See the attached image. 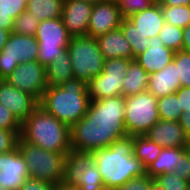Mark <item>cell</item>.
<instances>
[{
	"label": "cell",
	"mask_w": 190,
	"mask_h": 190,
	"mask_svg": "<svg viewBox=\"0 0 190 190\" xmlns=\"http://www.w3.org/2000/svg\"><path fill=\"white\" fill-rule=\"evenodd\" d=\"M181 87L177 65L172 61L162 70L150 74L147 90L157 98L174 94Z\"/></svg>",
	"instance_id": "d6986e66"
},
{
	"label": "cell",
	"mask_w": 190,
	"mask_h": 190,
	"mask_svg": "<svg viewBox=\"0 0 190 190\" xmlns=\"http://www.w3.org/2000/svg\"><path fill=\"white\" fill-rule=\"evenodd\" d=\"M118 8L120 9L121 16L123 18H128L131 15L148 9L157 0H116Z\"/></svg>",
	"instance_id": "e575fe53"
},
{
	"label": "cell",
	"mask_w": 190,
	"mask_h": 190,
	"mask_svg": "<svg viewBox=\"0 0 190 190\" xmlns=\"http://www.w3.org/2000/svg\"><path fill=\"white\" fill-rule=\"evenodd\" d=\"M5 80L13 87L34 96L38 101L48 88L45 67L37 61L19 64Z\"/></svg>",
	"instance_id": "8fae6325"
},
{
	"label": "cell",
	"mask_w": 190,
	"mask_h": 190,
	"mask_svg": "<svg viewBox=\"0 0 190 190\" xmlns=\"http://www.w3.org/2000/svg\"><path fill=\"white\" fill-rule=\"evenodd\" d=\"M87 83L73 78L61 86L48 87L39 105L70 128L83 118L90 104Z\"/></svg>",
	"instance_id": "3957f363"
},
{
	"label": "cell",
	"mask_w": 190,
	"mask_h": 190,
	"mask_svg": "<svg viewBox=\"0 0 190 190\" xmlns=\"http://www.w3.org/2000/svg\"><path fill=\"white\" fill-rule=\"evenodd\" d=\"M174 173H176L179 178L190 182V147L185 148L179 154V161L175 167Z\"/></svg>",
	"instance_id": "74e56055"
},
{
	"label": "cell",
	"mask_w": 190,
	"mask_h": 190,
	"mask_svg": "<svg viewBox=\"0 0 190 190\" xmlns=\"http://www.w3.org/2000/svg\"><path fill=\"white\" fill-rule=\"evenodd\" d=\"M158 36L165 47L174 52L182 50L183 28L175 27L165 22Z\"/></svg>",
	"instance_id": "4dcf8cb0"
},
{
	"label": "cell",
	"mask_w": 190,
	"mask_h": 190,
	"mask_svg": "<svg viewBox=\"0 0 190 190\" xmlns=\"http://www.w3.org/2000/svg\"><path fill=\"white\" fill-rule=\"evenodd\" d=\"M0 190H7V189H4L2 186H0Z\"/></svg>",
	"instance_id": "681fc988"
},
{
	"label": "cell",
	"mask_w": 190,
	"mask_h": 190,
	"mask_svg": "<svg viewBox=\"0 0 190 190\" xmlns=\"http://www.w3.org/2000/svg\"><path fill=\"white\" fill-rule=\"evenodd\" d=\"M28 178V167L18 147L0 154V186L7 190H19Z\"/></svg>",
	"instance_id": "5bb4252c"
},
{
	"label": "cell",
	"mask_w": 190,
	"mask_h": 190,
	"mask_svg": "<svg viewBox=\"0 0 190 190\" xmlns=\"http://www.w3.org/2000/svg\"><path fill=\"white\" fill-rule=\"evenodd\" d=\"M64 0H27L26 10L40 21L61 17Z\"/></svg>",
	"instance_id": "d4e9b609"
},
{
	"label": "cell",
	"mask_w": 190,
	"mask_h": 190,
	"mask_svg": "<svg viewBox=\"0 0 190 190\" xmlns=\"http://www.w3.org/2000/svg\"><path fill=\"white\" fill-rule=\"evenodd\" d=\"M145 135L163 148L190 147V139L179 121L159 120Z\"/></svg>",
	"instance_id": "e0dca14e"
},
{
	"label": "cell",
	"mask_w": 190,
	"mask_h": 190,
	"mask_svg": "<svg viewBox=\"0 0 190 190\" xmlns=\"http://www.w3.org/2000/svg\"><path fill=\"white\" fill-rule=\"evenodd\" d=\"M125 97L91 100L86 115L70 128L73 156H89L127 136Z\"/></svg>",
	"instance_id": "6da1fadb"
},
{
	"label": "cell",
	"mask_w": 190,
	"mask_h": 190,
	"mask_svg": "<svg viewBox=\"0 0 190 190\" xmlns=\"http://www.w3.org/2000/svg\"><path fill=\"white\" fill-rule=\"evenodd\" d=\"M27 0H0V28L12 32L14 20L26 10Z\"/></svg>",
	"instance_id": "4316f807"
},
{
	"label": "cell",
	"mask_w": 190,
	"mask_h": 190,
	"mask_svg": "<svg viewBox=\"0 0 190 190\" xmlns=\"http://www.w3.org/2000/svg\"><path fill=\"white\" fill-rule=\"evenodd\" d=\"M182 112L190 110V87H180L176 92Z\"/></svg>",
	"instance_id": "60d3db41"
},
{
	"label": "cell",
	"mask_w": 190,
	"mask_h": 190,
	"mask_svg": "<svg viewBox=\"0 0 190 190\" xmlns=\"http://www.w3.org/2000/svg\"><path fill=\"white\" fill-rule=\"evenodd\" d=\"M45 70L48 87L61 86L68 80L74 78L72 63L68 52L60 54V57L55 58Z\"/></svg>",
	"instance_id": "603a6c76"
},
{
	"label": "cell",
	"mask_w": 190,
	"mask_h": 190,
	"mask_svg": "<svg viewBox=\"0 0 190 190\" xmlns=\"http://www.w3.org/2000/svg\"><path fill=\"white\" fill-rule=\"evenodd\" d=\"M0 129L21 130V123L3 104H0Z\"/></svg>",
	"instance_id": "f35d334b"
},
{
	"label": "cell",
	"mask_w": 190,
	"mask_h": 190,
	"mask_svg": "<svg viewBox=\"0 0 190 190\" xmlns=\"http://www.w3.org/2000/svg\"><path fill=\"white\" fill-rule=\"evenodd\" d=\"M184 149V147L163 148L155 161L147 167L146 174L155 178L160 174L173 173L179 161V154Z\"/></svg>",
	"instance_id": "cb8c5ba5"
},
{
	"label": "cell",
	"mask_w": 190,
	"mask_h": 190,
	"mask_svg": "<svg viewBox=\"0 0 190 190\" xmlns=\"http://www.w3.org/2000/svg\"><path fill=\"white\" fill-rule=\"evenodd\" d=\"M179 123L184 129L186 135L190 139V110H185V112H182L181 118L179 119Z\"/></svg>",
	"instance_id": "b9f144b4"
},
{
	"label": "cell",
	"mask_w": 190,
	"mask_h": 190,
	"mask_svg": "<svg viewBox=\"0 0 190 190\" xmlns=\"http://www.w3.org/2000/svg\"><path fill=\"white\" fill-rule=\"evenodd\" d=\"M156 190H190V182L179 178L176 173H164L156 176Z\"/></svg>",
	"instance_id": "d6a6232c"
},
{
	"label": "cell",
	"mask_w": 190,
	"mask_h": 190,
	"mask_svg": "<svg viewBox=\"0 0 190 190\" xmlns=\"http://www.w3.org/2000/svg\"><path fill=\"white\" fill-rule=\"evenodd\" d=\"M175 52L165 47L159 38L155 36L149 38V47L135 57V60L149 74L162 70L173 61Z\"/></svg>",
	"instance_id": "ac0fdd59"
},
{
	"label": "cell",
	"mask_w": 190,
	"mask_h": 190,
	"mask_svg": "<svg viewBox=\"0 0 190 190\" xmlns=\"http://www.w3.org/2000/svg\"><path fill=\"white\" fill-rule=\"evenodd\" d=\"M68 181L80 190H103L105 188L97 165L89 156L70 158Z\"/></svg>",
	"instance_id": "7c38bea8"
},
{
	"label": "cell",
	"mask_w": 190,
	"mask_h": 190,
	"mask_svg": "<svg viewBox=\"0 0 190 190\" xmlns=\"http://www.w3.org/2000/svg\"><path fill=\"white\" fill-rule=\"evenodd\" d=\"M67 52L71 59L74 78L88 83L102 72L105 59L96 38L88 35L71 37Z\"/></svg>",
	"instance_id": "8992f818"
},
{
	"label": "cell",
	"mask_w": 190,
	"mask_h": 190,
	"mask_svg": "<svg viewBox=\"0 0 190 190\" xmlns=\"http://www.w3.org/2000/svg\"><path fill=\"white\" fill-rule=\"evenodd\" d=\"M21 130L0 129V154L8 153L18 147Z\"/></svg>",
	"instance_id": "d590c367"
},
{
	"label": "cell",
	"mask_w": 190,
	"mask_h": 190,
	"mask_svg": "<svg viewBox=\"0 0 190 190\" xmlns=\"http://www.w3.org/2000/svg\"><path fill=\"white\" fill-rule=\"evenodd\" d=\"M40 20L25 10L14 20L12 32L18 35L35 36Z\"/></svg>",
	"instance_id": "1f68e13d"
},
{
	"label": "cell",
	"mask_w": 190,
	"mask_h": 190,
	"mask_svg": "<svg viewBox=\"0 0 190 190\" xmlns=\"http://www.w3.org/2000/svg\"><path fill=\"white\" fill-rule=\"evenodd\" d=\"M100 52L105 60L113 58H126L133 60L131 45L125 38L121 28L109 31L96 38Z\"/></svg>",
	"instance_id": "ffe728a7"
},
{
	"label": "cell",
	"mask_w": 190,
	"mask_h": 190,
	"mask_svg": "<svg viewBox=\"0 0 190 190\" xmlns=\"http://www.w3.org/2000/svg\"><path fill=\"white\" fill-rule=\"evenodd\" d=\"M123 17L116 0H105L93 5L88 36L98 38L109 31L120 28Z\"/></svg>",
	"instance_id": "4fadbf2b"
},
{
	"label": "cell",
	"mask_w": 190,
	"mask_h": 190,
	"mask_svg": "<svg viewBox=\"0 0 190 190\" xmlns=\"http://www.w3.org/2000/svg\"><path fill=\"white\" fill-rule=\"evenodd\" d=\"M150 74L134 59L129 63V68L122 81L123 96L129 97L147 90Z\"/></svg>",
	"instance_id": "7402d4cb"
},
{
	"label": "cell",
	"mask_w": 190,
	"mask_h": 190,
	"mask_svg": "<svg viewBox=\"0 0 190 190\" xmlns=\"http://www.w3.org/2000/svg\"><path fill=\"white\" fill-rule=\"evenodd\" d=\"M38 42L35 36L10 33L7 43L0 51V80H5L24 62L36 61Z\"/></svg>",
	"instance_id": "30bf717a"
},
{
	"label": "cell",
	"mask_w": 190,
	"mask_h": 190,
	"mask_svg": "<svg viewBox=\"0 0 190 190\" xmlns=\"http://www.w3.org/2000/svg\"><path fill=\"white\" fill-rule=\"evenodd\" d=\"M182 50L190 52V25L183 28Z\"/></svg>",
	"instance_id": "7bdbcfd3"
},
{
	"label": "cell",
	"mask_w": 190,
	"mask_h": 190,
	"mask_svg": "<svg viewBox=\"0 0 190 190\" xmlns=\"http://www.w3.org/2000/svg\"><path fill=\"white\" fill-rule=\"evenodd\" d=\"M131 61L126 58L105 60L102 72L87 83L90 100L123 96L122 81Z\"/></svg>",
	"instance_id": "9c48e42d"
},
{
	"label": "cell",
	"mask_w": 190,
	"mask_h": 190,
	"mask_svg": "<svg viewBox=\"0 0 190 190\" xmlns=\"http://www.w3.org/2000/svg\"><path fill=\"white\" fill-rule=\"evenodd\" d=\"M163 147L150 140L146 135L133 136V154L147 167L155 161Z\"/></svg>",
	"instance_id": "484cf974"
},
{
	"label": "cell",
	"mask_w": 190,
	"mask_h": 190,
	"mask_svg": "<svg viewBox=\"0 0 190 190\" xmlns=\"http://www.w3.org/2000/svg\"><path fill=\"white\" fill-rule=\"evenodd\" d=\"M54 185L38 180L28 178L19 190H53Z\"/></svg>",
	"instance_id": "ab89813d"
},
{
	"label": "cell",
	"mask_w": 190,
	"mask_h": 190,
	"mask_svg": "<svg viewBox=\"0 0 190 190\" xmlns=\"http://www.w3.org/2000/svg\"><path fill=\"white\" fill-rule=\"evenodd\" d=\"M158 98L145 90L125 98V129L127 135H145L160 120Z\"/></svg>",
	"instance_id": "52a82bcc"
},
{
	"label": "cell",
	"mask_w": 190,
	"mask_h": 190,
	"mask_svg": "<svg viewBox=\"0 0 190 190\" xmlns=\"http://www.w3.org/2000/svg\"><path fill=\"white\" fill-rule=\"evenodd\" d=\"M35 38L38 42V55L36 61L45 68L67 53L71 36L63 24L62 18L46 19L40 21Z\"/></svg>",
	"instance_id": "ba28073f"
},
{
	"label": "cell",
	"mask_w": 190,
	"mask_h": 190,
	"mask_svg": "<svg viewBox=\"0 0 190 190\" xmlns=\"http://www.w3.org/2000/svg\"><path fill=\"white\" fill-rule=\"evenodd\" d=\"M160 5L182 6L190 5V0H157Z\"/></svg>",
	"instance_id": "ee69618b"
},
{
	"label": "cell",
	"mask_w": 190,
	"mask_h": 190,
	"mask_svg": "<svg viewBox=\"0 0 190 190\" xmlns=\"http://www.w3.org/2000/svg\"><path fill=\"white\" fill-rule=\"evenodd\" d=\"M105 188L121 189L130 179L146 174L143 163L133 154V136L127 135L110 146L92 152Z\"/></svg>",
	"instance_id": "7a4b0ae2"
},
{
	"label": "cell",
	"mask_w": 190,
	"mask_h": 190,
	"mask_svg": "<svg viewBox=\"0 0 190 190\" xmlns=\"http://www.w3.org/2000/svg\"><path fill=\"white\" fill-rule=\"evenodd\" d=\"M0 104L8 107L22 124L39 106V101L32 95L0 80Z\"/></svg>",
	"instance_id": "9a60e30c"
},
{
	"label": "cell",
	"mask_w": 190,
	"mask_h": 190,
	"mask_svg": "<svg viewBox=\"0 0 190 190\" xmlns=\"http://www.w3.org/2000/svg\"><path fill=\"white\" fill-rule=\"evenodd\" d=\"M164 20L175 27L184 28L190 25V5H161Z\"/></svg>",
	"instance_id": "f546056e"
},
{
	"label": "cell",
	"mask_w": 190,
	"mask_h": 190,
	"mask_svg": "<svg viewBox=\"0 0 190 190\" xmlns=\"http://www.w3.org/2000/svg\"><path fill=\"white\" fill-rule=\"evenodd\" d=\"M144 37L152 38L159 35L165 24L161 5L156 2L148 9L139 11L127 18Z\"/></svg>",
	"instance_id": "44dd1931"
},
{
	"label": "cell",
	"mask_w": 190,
	"mask_h": 190,
	"mask_svg": "<svg viewBox=\"0 0 190 190\" xmlns=\"http://www.w3.org/2000/svg\"><path fill=\"white\" fill-rule=\"evenodd\" d=\"M121 190H156L154 179L149 175L135 177L126 182Z\"/></svg>",
	"instance_id": "8d00e7d4"
},
{
	"label": "cell",
	"mask_w": 190,
	"mask_h": 190,
	"mask_svg": "<svg viewBox=\"0 0 190 190\" xmlns=\"http://www.w3.org/2000/svg\"><path fill=\"white\" fill-rule=\"evenodd\" d=\"M53 190H80L77 186L72 185L68 180L54 186Z\"/></svg>",
	"instance_id": "f6af8a7d"
},
{
	"label": "cell",
	"mask_w": 190,
	"mask_h": 190,
	"mask_svg": "<svg viewBox=\"0 0 190 190\" xmlns=\"http://www.w3.org/2000/svg\"><path fill=\"white\" fill-rule=\"evenodd\" d=\"M173 62L177 65L181 87H190V52L184 50L175 52Z\"/></svg>",
	"instance_id": "836d02e7"
},
{
	"label": "cell",
	"mask_w": 190,
	"mask_h": 190,
	"mask_svg": "<svg viewBox=\"0 0 190 190\" xmlns=\"http://www.w3.org/2000/svg\"><path fill=\"white\" fill-rule=\"evenodd\" d=\"M120 28L131 45L133 52V60L136 56L144 52L149 47V38L144 37L136 26L130 22L127 18H123Z\"/></svg>",
	"instance_id": "83f0119b"
},
{
	"label": "cell",
	"mask_w": 190,
	"mask_h": 190,
	"mask_svg": "<svg viewBox=\"0 0 190 190\" xmlns=\"http://www.w3.org/2000/svg\"><path fill=\"white\" fill-rule=\"evenodd\" d=\"M84 1L90 2V3H92V4H96V3H98V2H102V1H105V0H84Z\"/></svg>",
	"instance_id": "7dc6e473"
},
{
	"label": "cell",
	"mask_w": 190,
	"mask_h": 190,
	"mask_svg": "<svg viewBox=\"0 0 190 190\" xmlns=\"http://www.w3.org/2000/svg\"><path fill=\"white\" fill-rule=\"evenodd\" d=\"M20 137L44 150L72 153L70 127L40 105L21 124Z\"/></svg>",
	"instance_id": "277c9868"
},
{
	"label": "cell",
	"mask_w": 190,
	"mask_h": 190,
	"mask_svg": "<svg viewBox=\"0 0 190 190\" xmlns=\"http://www.w3.org/2000/svg\"><path fill=\"white\" fill-rule=\"evenodd\" d=\"M11 31L0 28V51L3 49L9 38Z\"/></svg>",
	"instance_id": "bcb514c9"
},
{
	"label": "cell",
	"mask_w": 190,
	"mask_h": 190,
	"mask_svg": "<svg viewBox=\"0 0 190 190\" xmlns=\"http://www.w3.org/2000/svg\"><path fill=\"white\" fill-rule=\"evenodd\" d=\"M157 110L160 120L179 121L182 115V108L180 107L177 94L174 93L158 98Z\"/></svg>",
	"instance_id": "f1b7e54d"
},
{
	"label": "cell",
	"mask_w": 190,
	"mask_h": 190,
	"mask_svg": "<svg viewBox=\"0 0 190 190\" xmlns=\"http://www.w3.org/2000/svg\"><path fill=\"white\" fill-rule=\"evenodd\" d=\"M93 5L84 0H64L61 18L71 37L88 35Z\"/></svg>",
	"instance_id": "2e32d148"
},
{
	"label": "cell",
	"mask_w": 190,
	"mask_h": 190,
	"mask_svg": "<svg viewBox=\"0 0 190 190\" xmlns=\"http://www.w3.org/2000/svg\"><path fill=\"white\" fill-rule=\"evenodd\" d=\"M18 148L25 158L29 178L38 179L54 186L68 180V165L73 153L44 150L25 142L21 137L18 140Z\"/></svg>",
	"instance_id": "5b68a950"
},
{
	"label": "cell",
	"mask_w": 190,
	"mask_h": 190,
	"mask_svg": "<svg viewBox=\"0 0 190 190\" xmlns=\"http://www.w3.org/2000/svg\"><path fill=\"white\" fill-rule=\"evenodd\" d=\"M103 190H121V189H115V188H104Z\"/></svg>",
	"instance_id": "c3c4849f"
}]
</instances>
